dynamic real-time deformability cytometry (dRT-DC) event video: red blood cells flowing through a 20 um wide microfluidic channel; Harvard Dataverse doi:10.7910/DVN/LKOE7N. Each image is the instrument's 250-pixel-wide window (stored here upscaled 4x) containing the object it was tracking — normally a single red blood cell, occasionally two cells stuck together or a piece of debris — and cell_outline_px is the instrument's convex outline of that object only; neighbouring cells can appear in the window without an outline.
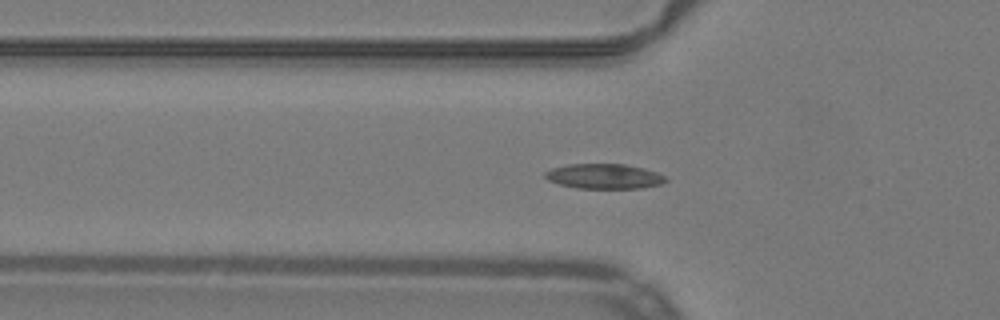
{"species": "common noctule bat (a hibernating species)", "species_latin": "Nyctalus noctula", "temperature_condition": "warm", "stored_images_in_passage": 54, "segment_of_instrument_passage": [1, 2], "camera_frame_rate_fps": 3000, "um_per_image_px": 0.085, "animal": {"sex": "male", "body_mass_g": 19.2, "forearm_length_mm": 51.8}, "frame": {"image": 1, "passage_image": 19, "time_ms": 6.0, "image_size_px": [1000, 320], "cell_outline_px": [[668, 180], [660, 184], [640, 188], [576, 188], [560, 184], [548, 180], [544, 176], [544, 172], [552, 168], [568, 164], [624, 164], [644, 168], [656, 172], [664, 176]], "centroid_in_image_um": [51.33, 14.98], "position_along_channel_um": 74.5, "area_um2": 17.46}}
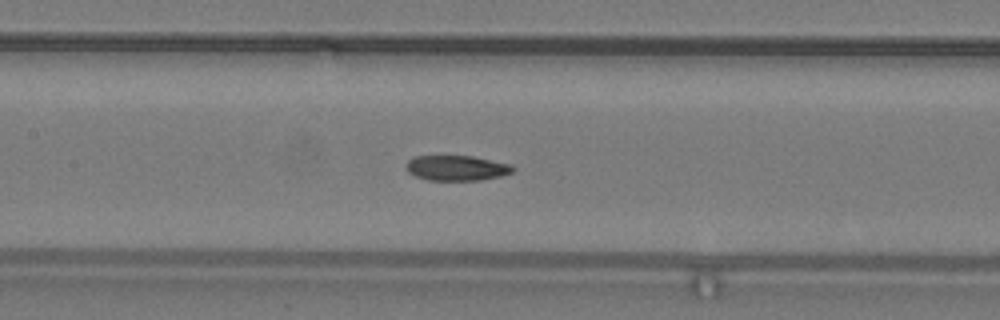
{"frame": {"image": 2, "passage_image": 26, "time_ms": 8.333, "image_size_px": [1000, 320], "cell_outline_px": [[516, 168], [512, 172], [500, 176], [480, 180], [428, 180], [416, 176], [408, 172], [404, 168], [408, 160], [416, 156], [472, 156], [512, 164]], "centroid_in_image_um": [38.82, 14.28], "position_along_channel_um": 168.6, "area_um2": 15.72}}
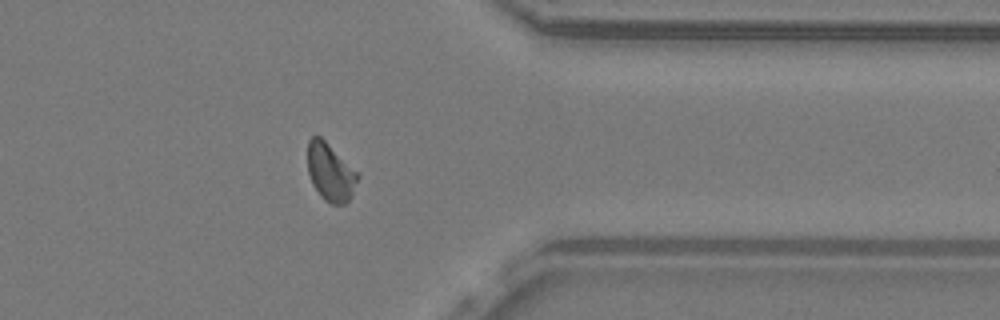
{"frame": {"image": 3, "passage_image": 43, "time_ms": 14.0, "image_size_px": [1000, 320], "cell_outline_px": [[360, 176], [348, 200], [344, 204], [332, 204], [324, 200], [320, 196], [312, 184], [308, 172], [308, 140], [312, 136], [320, 136], [360, 172]], "centroid_in_image_um": [28.1, 14.62], "position_along_channel_um": 383.3, "area_um2": 16.99}}